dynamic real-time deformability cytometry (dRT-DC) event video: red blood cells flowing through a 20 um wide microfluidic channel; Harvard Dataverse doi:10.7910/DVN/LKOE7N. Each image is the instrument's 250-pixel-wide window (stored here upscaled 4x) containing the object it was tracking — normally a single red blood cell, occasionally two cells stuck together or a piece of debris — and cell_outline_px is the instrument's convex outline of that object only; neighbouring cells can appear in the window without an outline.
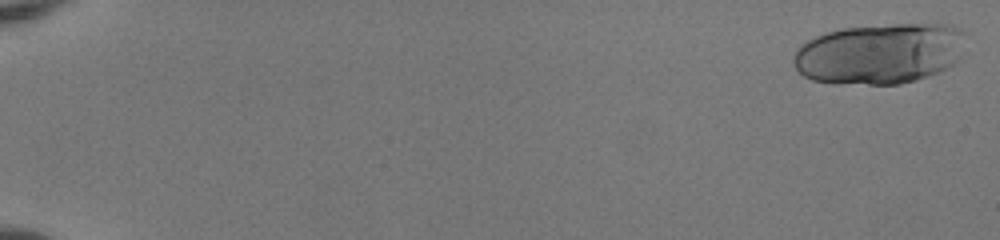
{"species": "human", "species_latin": "Homo sapiens", "temperature_condition": "room temperature", "stored_images_in_passage": 22, "camera_frame_rate_fps": 3000, "um_per_image_px": 0.085, "donor": {"sex": "female"}, "frame": {"image": 1, "passage_image": 1, "time_ms": 0.0, "image_size_px": [1000, 240], "cell_outline_px": [[964, 32], [960, 56], [948, 68], [940, 72], [916, 80], [900, 84], [832, 84], [812, 80], [804, 76], [796, 68], [792, 60], [792, 56], [796, 48], [800, 44], [816, 36], [828, 32], [844, 28], [892, 24], [952, 24], [960, 28]], "centroid_in_image_um": [74.75, 4.56], "position_along_channel_um": 10.3, "area_um2": 61.33}}
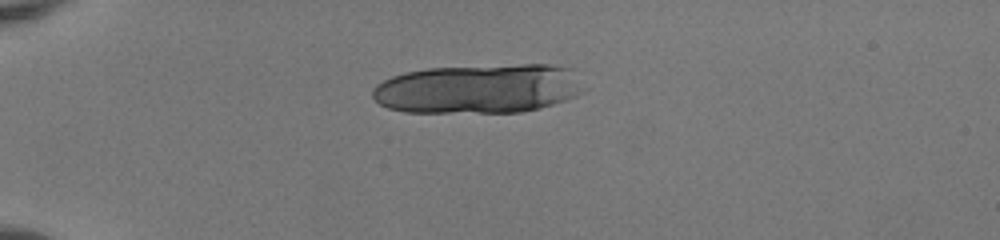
{"frame": {"image": 2, "passage_image": 15, "time_ms": 4.667, "image_size_px": [1000, 240], "cell_outline_px": [[580, 92], [564, 100], [540, 108], [520, 112], [404, 112], [388, 108], [380, 104], [372, 96], [372, 88], [376, 84], [392, 76], [404, 72], [428, 68], [520, 64], [548, 64], [576, 68]], "centroid_in_image_um": [40.63, 7.53], "position_along_channel_um": 44.4, "area_um2": 60.75}}